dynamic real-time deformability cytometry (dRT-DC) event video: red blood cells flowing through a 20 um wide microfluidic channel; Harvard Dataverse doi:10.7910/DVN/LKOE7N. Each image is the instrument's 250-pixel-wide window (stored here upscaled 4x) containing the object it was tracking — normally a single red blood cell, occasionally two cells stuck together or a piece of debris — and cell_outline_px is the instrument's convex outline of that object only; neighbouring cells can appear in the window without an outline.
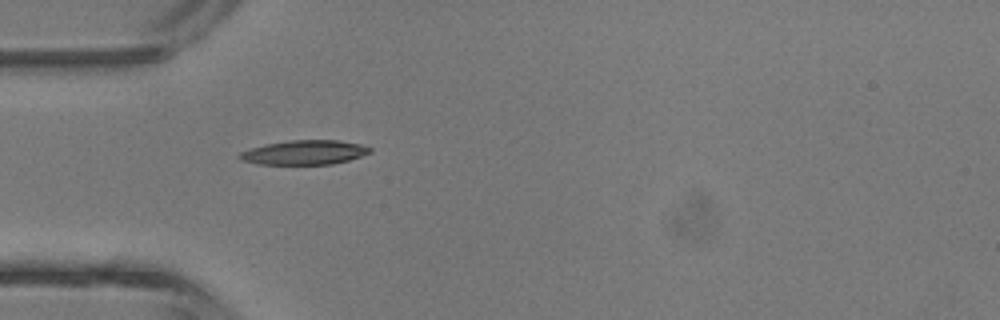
{"species": "common noctule bat (a hibernating species)", "species_latin": "Nyctalus noctula", "temperature_condition": "room temperature", "stored_images_in_passage": 1, "camera_frame_rate_fps": 3000, "um_per_image_px": 0.085, "animal": {"sex": "male", "body_mass_g": 13.3}, "frame": {"image": 1, "passage_image": 1, "time_ms": 0.0, "image_size_px": [1000, 320], "cell_outline_px": [[372, 152], [348, 160], [332, 164], [256, 164], [240, 160], [236, 156], [240, 152], [248, 148], [264, 144], [288, 140], [336, 140], [360, 144], [372, 148]], "centroid_in_image_um": [25.81, 12.95], "position_along_channel_um": 59.2, "area_um2": 18.67}}